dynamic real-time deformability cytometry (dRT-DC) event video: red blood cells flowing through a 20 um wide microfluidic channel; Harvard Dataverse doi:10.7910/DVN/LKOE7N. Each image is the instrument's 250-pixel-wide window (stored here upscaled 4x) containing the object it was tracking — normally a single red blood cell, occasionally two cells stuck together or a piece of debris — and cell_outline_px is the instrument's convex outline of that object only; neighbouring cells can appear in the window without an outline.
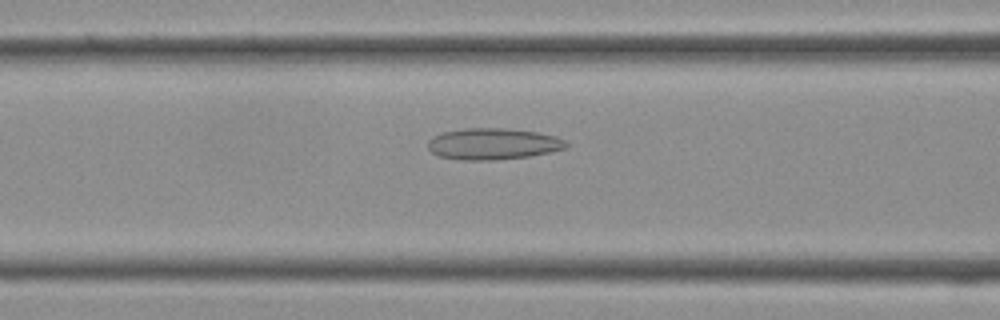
{"species": "Egyptian fruit bat (a non-hibernating species)", "species_latin": "Rousettus aegyptiacus", "temperature_condition": "cold", "stored_images_in_passage": 35, "camera_frame_rate_fps": 3000, "um_per_image_px": 0.085, "frame": {"image": 1, "passage_image": 12, "time_ms": 3.667, "image_size_px": [1000, 320], "cell_outline_px": [[568, 148], [528, 156], [496, 160], [460, 160], [440, 156], [432, 152], [428, 148], [428, 140], [432, 136], [444, 132], [464, 128], [508, 128], [536, 132], [556, 136], [568, 140]], "centroid_in_image_um": [41.93, 12.22], "position_along_channel_um": 124.7, "area_um2": 25.43}}
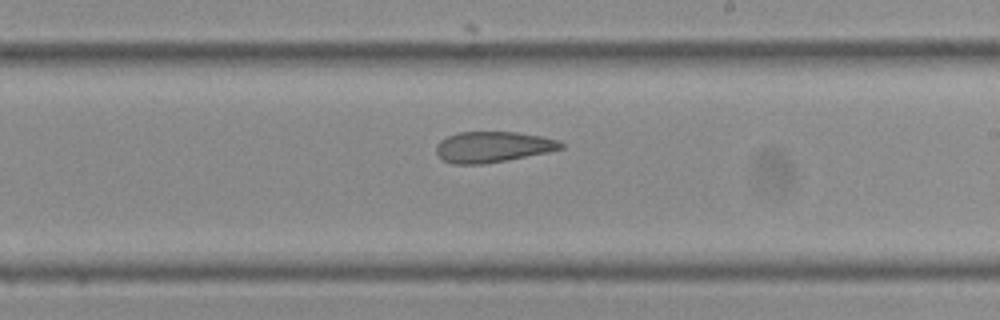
{"frame": {"image": 2, "passage_image": 19, "time_ms": 6.0, "image_size_px": [1000, 320], "cell_outline_px": [[564, 148], [548, 152], [508, 160], [484, 164], [452, 164], [436, 156], [436, 144], [440, 140], [448, 136], [460, 132], [516, 132], [540, 136], [560, 140], [564, 144]], "centroid_in_image_um": [41.88, 12.49], "position_along_channel_um": 247.1, "area_um2": 22.54}}
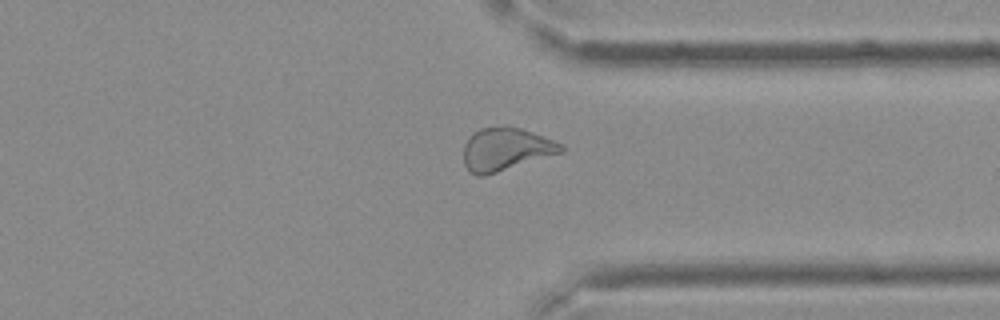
{"frame": {"image": 3, "passage_image": 26, "time_ms": 8.333, "image_size_px": [1000, 320], "cell_outline_px": [[564, 152], [484, 176], [476, 176], [468, 172], [464, 164], [464, 144], [472, 132], [480, 128], [508, 124], [532, 132], [564, 144]], "centroid_in_image_um": [42.97, 12.67], "position_along_channel_um": 368.4, "area_um2": 24.8}}